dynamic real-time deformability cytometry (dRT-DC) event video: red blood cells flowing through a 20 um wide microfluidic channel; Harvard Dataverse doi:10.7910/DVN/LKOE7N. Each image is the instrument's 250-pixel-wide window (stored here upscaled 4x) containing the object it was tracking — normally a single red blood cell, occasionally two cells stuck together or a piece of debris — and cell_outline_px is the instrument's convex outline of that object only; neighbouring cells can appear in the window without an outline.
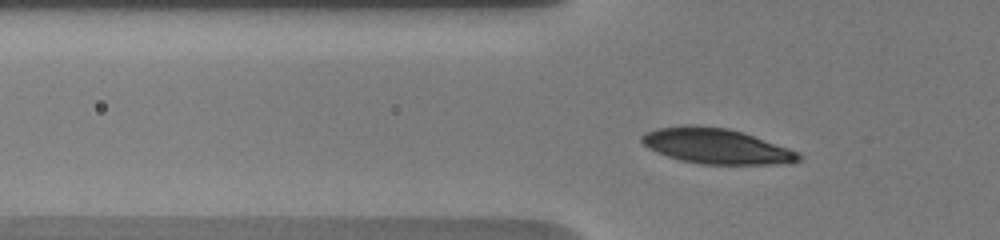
{"species": "human", "species_latin": "Homo sapiens", "temperature_condition": "warm", "stored_images_in_passage": 46, "camera_frame_rate_fps": 3000, "um_per_image_px": 0.085, "donor": {"sex": "male"}, "frame": {"image": 1, "passage_image": 17, "time_ms": 3.333, "image_size_px": [1000, 240], "cell_outline_px": [[800, 160], [776, 164], [700, 164], [680, 160], [668, 156], [648, 148], [640, 140], [640, 136], [644, 132], [656, 128], [684, 124], [696, 124], [728, 128], [744, 132], [800, 152]], "centroid_in_image_um": [60.84, 12.39], "position_along_channel_um": 65.0, "area_um2": 32.54}}
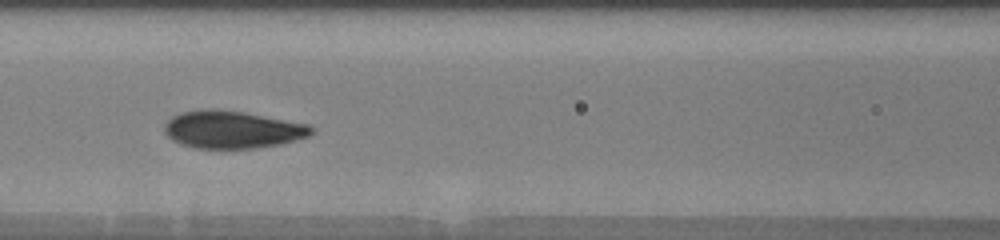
{"frame": {"image": 2, "passage_image": 29, "time_ms": 5.667, "image_size_px": [1000, 240], "cell_outline_px": [[312, 132], [308, 136], [280, 144], [256, 148], [192, 148], [180, 144], [172, 140], [164, 132], [164, 124], [172, 116], [180, 112], [208, 108], [220, 108], [244, 112], [308, 124], [312, 128]], "centroid_in_image_um": [19.68, 11.0], "position_along_channel_um": 146.9, "area_um2": 32.25}}
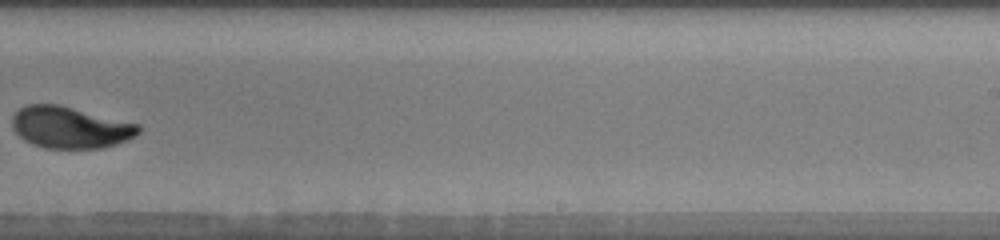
{"frame": {"image": 3, "passage_image": 40, "time_ms": 9.333, "image_size_px": [1000, 240], "cell_outline_px": [[140, 132], [136, 136], [116, 144], [100, 148], [44, 148], [32, 144], [24, 140], [12, 128], [12, 116], [20, 108], [28, 104], [60, 104], [140, 124]], "centroid_in_image_um": [5.97, 10.82], "position_along_channel_um": 283.0, "area_um2": 30.81}}